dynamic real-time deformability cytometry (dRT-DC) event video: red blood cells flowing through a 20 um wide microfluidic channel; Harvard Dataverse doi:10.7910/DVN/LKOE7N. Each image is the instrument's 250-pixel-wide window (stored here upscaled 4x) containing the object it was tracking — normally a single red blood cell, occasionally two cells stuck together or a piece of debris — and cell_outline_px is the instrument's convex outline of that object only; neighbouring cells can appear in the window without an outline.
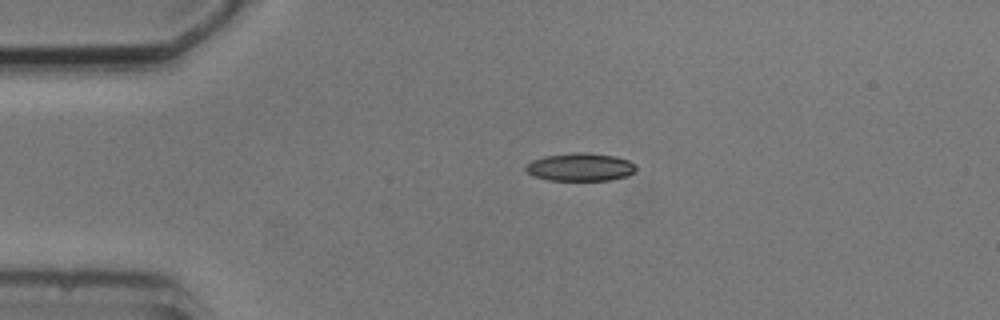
{"species": "common noctule bat (a hibernating species)", "species_latin": "Nyctalus noctula", "temperature_condition": "cold", "stored_images_in_passage": 2, "camera_frame_rate_fps": 3000, "um_per_image_px": 0.085, "animal": {"sex": "male", "body_mass_g": 20.5, "forearm_length_mm": 52.5}, "frame": {"image": 1, "passage_image": 1, "time_ms": 0.0, "image_size_px": [1000, 320], "cell_outline_px": [[636, 172], [628, 176], [608, 180], [548, 180], [532, 176], [524, 168], [532, 160], [544, 156], [576, 152], [588, 152], [616, 156], [628, 160], [636, 164]], "centroid_in_image_um": [49.35, 14.19], "position_along_channel_um": 35.6, "area_um2": 18.15}}